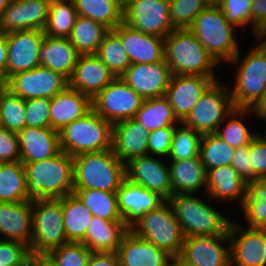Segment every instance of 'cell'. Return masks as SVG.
Returning a JSON list of instances; mask_svg holds the SVG:
<instances>
[{
	"mask_svg": "<svg viewBox=\"0 0 266 266\" xmlns=\"http://www.w3.org/2000/svg\"><path fill=\"white\" fill-rule=\"evenodd\" d=\"M257 40L259 44L250 49L242 59L239 49L228 63L232 67L237 66L233 77L234 86H229L234 108L253 109L265 94L266 37H258Z\"/></svg>",
	"mask_w": 266,
	"mask_h": 266,
	"instance_id": "6da1fadb",
	"label": "cell"
},
{
	"mask_svg": "<svg viewBox=\"0 0 266 266\" xmlns=\"http://www.w3.org/2000/svg\"><path fill=\"white\" fill-rule=\"evenodd\" d=\"M26 172L27 198H63L73 193V157L60 151L52 158L22 163Z\"/></svg>",
	"mask_w": 266,
	"mask_h": 266,
	"instance_id": "7a4b0ae2",
	"label": "cell"
},
{
	"mask_svg": "<svg viewBox=\"0 0 266 266\" xmlns=\"http://www.w3.org/2000/svg\"><path fill=\"white\" fill-rule=\"evenodd\" d=\"M209 202L197 196V193L175 194L168 202L179 222L184 237L212 236L228 233L232 219L214 208Z\"/></svg>",
	"mask_w": 266,
	"mask_h": 266,
	"instance_id": "3957f363",
	"label": "cell"
},
{
	"mask_svg": "<svg viewBox=\"0 0 266 266\" xmlns=\"http://www.w3.org/2000/svg\"><path fill=\"white\" fill-rule=\"evenodd\" d=\"M126 179V164L112 149L73 157V189H96L114 192Z\"/></svg>",
	"mask_w": 266,
	"mask_h": 266,
	"instance_id": "277c9868",
	"label": "cell"
},
{
	"mask_svg": "<svg viewBox=\"0 0 266 266\" xmlns=\"http://www.w3.org/2000/svg\"><path fill=\"white\" fill-rule=\"evenodd\" d=\"M164 60L172 75L217 77L218 64L190 29H174L165 37Z\"/></svg>",
	"mask_w": 266,
	"mask_h": 266,
	"instance_id": "5b68a950",
	"label": "cell"
},
{
	"mask_svg": "<svg viewBox=\"0 0 266 266\" xmlns=\"http://www.w3.org/2000/svg\"><path fill=\"white\" fill-rule=\"evenodd\" d=\"M189 29L219 66L222 62L228 64L239 52L236 28L226 20L218 5L204 8Z\"/></svg>",
	"mask_w": 266,
	"mask_h": 266,
	"instance_id": "8992f818",
	"label": "cell"
},
{
	"mask_svg": "<svg viewBox=\"0 0 266 266\" xmlns=\"http://www.w3.org/2000/svg\"><path fill=\"white\" fill-rule=\"evenodd\" d=\"M113 125L91 109L59 131L60 149L75 157L112 149Z\"/></svg>",
	"mask_w": 266,
	"mask_h": 266,
	"instance_id": "52a82bcc",
	"label": "cell"
},
{
	"mask_svg": "<svg viewBox=\"0 0 266 266\" xmlns=\"http://www.w3.org/2000/svg\"><path fill=\"white\" fill-rule=\"evenodd\" d=\"M30 254L46 256L68 243L63 223V198L32 200Z\"/></svg>",
	"mask_w": 266,
	"mask_h": 266,
	"instance_id": "ba28073f",
	"label": "cell"
},
{
	"mask_svg": "<svg viewBox=\"0 0 266 266\" xmlns=\"http://www.w3.org/2000/svg\"><path fill=\"white\" fill-rule=\"evenodd\" d=\"M129 229L168 255H180L185 237L168 200L144 213Z\"/></svg>",
	"mask_w": 266,
	"mask_h": 266,
	"instance_id": "9c48e42d",
	"label": "cell"
},
{
	"mask_svg": "<svg viewBox=\"0 0 266 266\" xmlns=\"http://www.w3.org/2000/svg\"><path fill=\"white\" fill-rule=\"evenodd\" d=\"M233 109L230 88L218 79L206 89L182 123L201 135L212 134Z\"/></svg>",
	"mask_w": 266,
	"mask_h": 266,
	"instance_id": "30bf717a",
	"label": "cell"
},
{
	"mask_svg": "<svg viewBox=\"0 0 266 266\" xmlns=\"http://www.w3.org/2000/svg\"><path fill=\"white\" fill-rule=\"evenodd\" d=\"M143 101L122 78L115 77L92 99V109L113 125L135 118Z\"/></svg>",
	"mask_w": 266,
	"mask_h": 266,
	"instance_id": "8fae6325",
	"label": "cell"
},
{
	"mask_svg": "<svg viewBox=\"0 0 266 266\" xmlns=\"http://www.w3.org/2000/svg\"><path fill=\"white\" fill-rule=\"evenodd\" d=\"M123 22L145 34L165 38L174 30L170 23V0H132L124 6Z\"/></svg>",
	"mask_w": 266,
	"mask_h": 266,
	"instance_id": "7c38bea8",
	"label": "cell"
},
{
	"mask_svg": "<svg viewBox=\"0 0 266 266\" xmlns=\"http://www.w3.org/2000/svg\"><path fill=\"white\" fill-rule=\"evenodd\" d=\"M4 85L22 99H51L69 86V80L62 74L44 66L11 76Z\"/></svg>",
	"mask_w": 266,
	"mask_h": 266,
	"instance_id": "4fadbf2b",
	"label": "cell"
},
{
	"mask_svg": "<svg viewBox=\"0 0 266 266\" xmlns=\"http://www.w3.org/2000/svg\"><path fill=\"white\" fill-rule=\"evenodd\" d=\"M228 233L231 266H266V229L231 220Z\"/></svg>",
	"mask_w": 266,
	"mask_h": 266,
	"instance_id": "5bb4252c",
	"label": "cell"
},
{
	"mask_svg": "<svg viewBox=\"0 0 266 266\" xmlns=\"http://www.w3.org/2000/svg\"><path fill=\"white\" fill-rule=\"evenodd\" d=\"M164 160L150 154L133 158L126 163V178L168 200L172 196V184L169 163Z\"/></svg>",
	"mask_w": 266,
	"mask_h": 266,
	"instance_id": "9a60e30c",
	"label": "cell"
},
{
	"mask_svg": "<svg viewBox=\"0 0 266 266\" xmlns=\"http://www.w3.org/2000/svg\"><path fill=\"white\" fill-rule=\"evenodd\" d=\"M180 256L194 266H231L229 233L185 237Z\"/></svg>",
	"mask_w": 266,
	"mask_h": 266,
	"instance_id": "2e32d148",
	"label": "cell"
},
{
	"mask_svg": "<svg viewBox=\"0 0 266 266\" xmlns=\"http://www.w3.org/2000/svg\"><path fill=\"white\" fill-rule=\"evenodd\" d=\"M171 77L165 60L152 64L131 63L120 76L143 99L165 96Z\"/></svg>",
	"mask_w": 266,
	"mask_h": 266,
	"instance_id": "e0dca14e",
	"label": "cell"
},
{
	"mask_svg": "<svg viewBox=\"0 0 266 266\" xmlns=\"http://www.w3.org/2000/svg\"><path fill=\"white\" fill-rule=\"evenodd\" d=\"M44 30L30 29L7 33V80L16 73L40 66L38 53Z\"/></svg>",
	"mask_w": 266,
	"mask_h": 266,
	"instance_id": "ac0fdd59",
	"label": "cell"
},
{
	"mask_svg": "<svg viewBox=\"0 0 266 266\" xmlns=\"http://www.w3.org/2000/svg\"><path fill=\"white\" fill-rule=\"evenodd\" d=\"M218 79L219 77L172 75L165 97L180 122L188 116L206 89Z\"/></svg>",
	"mask_w": 266,
	"mask_h": 266,
	"instance_id": "d6986e66",
	"label": "cell"
},
{
	"mask_svg": "<svg viewBox=\"0 0 266 266\" xmlns=\"http://www.w3.org/2000/svg\"><path fill=\"white\" fill-rule=\"evenodd\" d=\"M49 2L11 0L0 19V32L44 30L48 20Z\"/></svg>",
	"mask_w": 266,
	"mask_h": 266,
	"instance_id": "ffe728a7",
	"label": "cell"
},
{
	"mask_svg": "<svg viewBox=\"0 0 266 266\" xmlns=\"http://www.w3.org/2000/svg\"><path fill=\"white\" fill-rule=\"evenodd\" d=\"M114 31L119 35L131 63L152 64L164 60L165 38L145 34L124 22Z\"/></svg>",
	"mask_w": 266,
	"mask_h": 266,
	"instance_id": "44dd1931",
	"label": "cell"
},
{
	"mask_svg": "<svg viewBox=\"0 0 266 266\" xmlns=\"http://www.w3.org/2000/svg\"><path fill=\"white\" fill-rule=\"evenodd\" d=\"M149 131L135 118L113 124L112 150L124 164L131 159L148 154Z\"/></svg>",
	"mask_w": 266,
	"mask_h": 266,
	"instance_id": "7402d4cb",
	"label": "cell"
},
{
	"mask_svg": "<svg viewBox=\"0 0 266 266\" xmlns=\"http://www.w3.org/2000/svg\"><path fill=\"white\" fill-rule=\"evenodd\" d=\"M118 210L124 223L130 228L144 213L156 209L165 200L143 186L127 178L116 192Z\"/></svg>",
	"mask_w": 266,
	"mask_h": 266,
	"instance_id": "603a6c76",
	"label": "cell"
},
{
	"mask_svg": "<svg viewBox=\"0 0 266 266\" xmlns=\"http://www.w3.org/2000/svg\"><path fill=\"white\" fill-rule=\"evenodd\" d=\"M114 78L96 54H82L69 79V87L93 99Z\"/></svg>",
	"mask_w": 266,
	"mask_h": 266,
	"instance_id": "cb8c5ba5",
	"label": "cell"
},
{
	"mask_svg": "<svg viewBox=\"0 0 266 266\" xmlns=\"http://www.w3.org/2000/svg\"><path fill=\"white\" fill-rule=\"evenodd\" d=\"M17 136L21 163L46 160L61 151L59 132L52 128L26 126Z\"/></svg>",
	"mask_w": 266,
	"mask_h": 266,
	"instance_id": "d4e9b609",
	"label": "cell"
},
{
	"mask_svg": "<svg viewBox=\"0 0 266 266\" xmlns=\"http://www.w3.org/2000/svg\"><path fill=\"white\" fill-rule=\"evenodd\" d=\"M32 200L0 202V239L19 241L30 248Z\"/></svg>",
	"mask_w": 266,
	"mask_h": 266,
	"instance_id": "484cf974",
	"label": "cell"
},
{
	"mask_svg": "<svg viewBox=\"0 0 266 266\" xmlns=\"http://www.w3.org/2000/svg\"><path fill=\"white\" fill-rule=\"evenodd\" d=\"M119 266H168L170 255L129 230L117 250Z\"/></svg>",
	"mask_w": 266,
	"mask_h": 266,
	"instance_id": "4316f807",
	"label": "cell"
},
{
	"mask_svg": "<svg viewBox=\"0 0 266 266\" xmlns=\"http://www.w3.org/2000/svg\"><path fill=\"white\" fill-rule=\"evenodd\" d=\"M248 193L246 183L231 165L221 166L207 171L206 194L212 200L228 203L236 201L243 206Z\"/></svg>",
	"mask_w": 266,
	"mask_h": 266,
	"instance_id": "83f0119b",
	"label": "cell"
},
{
	"mask_svg": "<svg viewBox=\"0 0 266 266\" xmlns=\"http://www.w3.org/2000/svg\"><path fill=\"white\" fill-rule=\"evenodd\" d=\"M91 109L92 99L68 86L50 99V128L59 132Z\"/></svg>",
	"mask_w": 266,
	"mask_h": 266,
	"instance_id": "f1b7e54d",
	"label": "cell"
},
{
	"mask_svg": "<svg viewBox=\"0 0 266 266\" xmlns=\"http://www.w3.org/2000/svg\"><path fill=\"white\" fill-rule=\"evenodd\" d=\"M79 55L69 38L44 35L43 42L39 47L38 58L41 66L50 68L69 80Z\"/></svg>",
	"mask_w": 266,
	"mask_h": 266,
	"instance_id": "f546056e",
	"label": "cell"
},
{
	"mask_svg": "<svg viewBox=\"0 0 266 266\" xmlns=\"http://www.w3.org/2000/svg\"><path fill=\"white\" fill-rule=\"evenodd\" d=\"M129 230L123 220H106L93 216L82 243L92 252L116 253L123 236Z\"/></svg>",
	"mask_w": 266,
	"mask_h": 266,
	"instance_id": "4dcf8cb0",
	"label": "cell"
},
{
	"mask_svg": "<svg viewBox=\"0 0 266 266\" xmlns=\"http://www.w3.org/2000/svg\"><path fill=\"white\" fill-rule=\"evenodd\" d=\"M170 168L172 195L206 193L207 172L200 156L195 158L168 161ZM201 189V190H200Z\"/></svg>",
	"mask_w": 266,
	"mask_h": 266,
	"instance_id": "1f68e13d",
	"label": "cell"
},
{
	"mask_svg": "<svg viewBox=\"0 0 266 266\" xmlns=\"http://www.w3.org/2000/svg\"><path fill=\"white\" fill-rule=\"evenodd\" d=\"M93 215L91 211L71 193L63 197V223L68 242H82Z\"/></svg>",
	"mask_w": 266,
	"mask_h": 266,
	"instance_id": "d6a6232c",
	"label": "cell"
},
{
	"mask_svg": "<svg viewBox=\"0 0 266 266\" xmlns=\"http://www.w3.org/2000/svg\"><path fill=\"white\" fill-rule=\"evenodd\" d=\"M79 16L101 23L114 30L123 23L124 7L120 0H73Z\"/></svg>",
	"mask_w": 266,
	"mask_h": 266,
	"instance_id": "836d02e7",
	"label": "cell"
},
{
	"mask_svg": "<svg viewBox=\"0 0 266 266\" xmlns=\"http://www.w3.org/2000/svg\"><path fill=\"white\" fill-rule=\"evenodd\" d=\"M135 119L149 132L159 128L175 127L180 123L165 96L144 99L142 106L137 111Z\"/></svg>",
	"mask_w": 266,
	"mask_h": 266,
	"instance_id": "e575fe53",
	"label": "cell"
},
{
	"mask_svg": "<svg viewBox=\"0 0 266 266\" xmlns=\"http://www.w3.org/2000/svg\"><path fill=\"white\" fill-rule=\"evenodd\" d=\"M23 201H29L24 165L21 161L0 163V202Z\"/></svg>",
	"mask_w": 266,
	"mask_h": 266,
	"instance_id": "d590c367",
	"label": "cell"
},
{
	"mask_svg": "<svg viewBox=\"0 0 266 266\" xmlns=\"http://www.w3.org/2000/svg\"><path fill=\"white\" fill-rule=\"evenodd\" d=\"M108 31L101 23L78 15L69 40L80 55L96 54Z\"/></svg>",
	"mask_w": 266,
	"mask_h": 266,
	"instance_id": "8d00e7d4",
	"label": "cell"
},
{
	"mask_svg": "<svg viewBox=\"0 0 266 266\" xmlns=\"http://www.w3.org/2000/svg\"><path fill=\"white\" fill-rule=\"evenodd\" d=\"M247 114H254L253 110L234 108L218 126L215 134L233 148L249 145L259 133H252L241 120Z\"/></svg>",
	"mask_w": 266,
	"mask_h": 266,
	"instance_id": "74e56055",
	"label": "cell"
},
{
	"mask_svg": "<svg viewBox=\"0 0 266 266\" xmlns=\"http://www.w3.org/2000/svg\"><path fill=\"white\" fill-rule=\"evenodd\" d=\"M77 16L73 0H52L49 3L44 34L51 37L69 38Z\"/></svg>",
	"mask_w": 266,
	"mask_h": 266,
	"instance_id": "f35d334b",
	"label": "cell"
},
{
	"mask_svg": "<svg viewBox=\"0 0 266 266\" xmlns=\"http://www.w3.org/2000/svg\"><path fill=\"white\" fill-rule=\"evenodd\" d=\"M240 209L246 226L266 229V179L248 184V193Z\"/></svg>",
	"mask_w": 266,
	"mask_h": 266,
	"instance_id": "ab89813d",
	"label": "cell"
},
{
	"mask_svg": "<svg viewBox=\"0 0 266 266\" xmlns=\"http://www.w3.org/2000/svg\"><path fill=\"white\" fill-rule=\"evenodd\" d=\"M73 193L93 216L106 220H123L118 210L116 193L96 189H73Z\"/></svg>",
	"mask_w": 266,
	"mask_h": 266,
	"instance_id": "60d3db41",
	"label": "cell"
},
{
	"mask_svg": "<svg viewBox=\"0 0 266 266\" xmlns=\"http://www.w3.org/2000/svg\"><path fill=\"white\" fill-rule=\"evenodd\" d=\"M25 100L0 84V126L18 133L26 127Z\"/></svg>",
	"mask_w": 266,
	"mask_h": 266,
	"instance_id": "b9f144b4",
	"label": "cell"
},
{
	"mask_svg": "<svg viewBox=\"0 0 266 266\" xmlns=\"http://www.w3.org/2000/svg\"><path fill=\"white\" fill-rule=\"evenodd\" d=\"M96 55L115 77H120L131 65L120 37L114 30L106 33Z\"/></svg>",
	"mask_w": 266,
	"mask_h": 266,
	"instance_id": "7bdbcfd3",
	"label": "cell"
},
{
	"mask_svg": "<svg viewBox=\"0 0 266 266\" xmlns=\"http://www.w3.org/2000/svg\"><path fill=\"white\" fill-rule=\"evenodd\" d=\"M235 148L230 147L215 133L202 135L199 156L206 172L221 166L231 165Z\"/></svg>",
	"mask_w": 266,
	"mask_h": 266,
	"instance_id": "ee69618b",
	"label": "cell"
},
{
	"mask_svg": "<svg viewBox=\"0 0 266 266\" xmlns=\"http://www.w3.org/2000/svg\"><path fill=\"white\" fill-rule=\"evenodd\" d=\"M201 138V134L180 122L173 131L171 150L167 160L176 161L197 157Z\"/></svg>",
	"mask_w": 266,
	"mask_h": 266,
	"instance_id": "f6af8a7d",
	"label": "cell"
},
{
	"mask_svg": "<svg viewBox=\"0 0 266 266\" xmlns=\"http://www.w3.org/2000/svg\"><path fill=\"white\" fill-rule=\"evenodd\" d=\"M91 253L82 242H68L50 251L46 257L54 266H87Z\"/></svg>",
	"mask_w": 266,
	"mask_h": 266,
	"instance_id": "bcb514c9",
	"label": "cell"
},
{
	"mask_svg": "<svg viewBox=\"0 0 266 266\" xmlns=\"http://www.w3.org/2000/svg\"><path fill=\"white\" fill-rule=\"evenodd\" d=\"M208 5L204 0H170V23L174 29H189Z\"/></svg>",
	"mask_w": 266,
	"mask_h": 266,
	"instance_id": "7dc6e473",
	"label": "cell"
},
{
	"mask_svg": "<svg viewBox=\"0 0 266 266\" xmlns=\"http://www.w3.org/2000/svg\"><path fill=\"white\" fill-rule=\"evenodd\" d=\"M226 20L235 28L242 29L250 25L252 31V0H221L218 5Z\"/></svg>",
	"mask_w": 266,
	"mask_h": 266,
	"instance_id": "c3c4849f",
	"label": "cell"
},
{
	"mask_svg": "<svg viewBox=\"0 0 266 266\" xmlns=\"http://www.w3.org/2000/svg\"><path fill=\"white\" fill-rule=\"evenodd\" d=\"M30 259L27 245L19 241L0 239V266H24Z\"/></svg>",
	"mask_w": 266,
	"mask_h": 266,
	"instance_id": "681fc988",
	"label": "cell"
},
{
	"mask_svg": "<svg viewBox=\"0 0 266 266\" xmlns=\"http://www.w3.org/2000/svg\"><path fill=\"white\" fill-rule=\"evenodd\" d=\"M26 126L50 128V99L25 100Z\"/></svg>",
	"mask_w": 266,
	"mask_h": 266,
	"instance_id": "f907efd6",
	"label": "cell"
},
{
	"mask_svg": "<svg viewBox=\"0 0 266 266\" xmlns=\"http://www.w3.org/2000/svg\"><path fill=\"white\" fill-rule=\"evenodd\" d=\"M248 152L250 165L253 167V181L266 179V131L250 142Z\"/></svg>",
	"mask_w": 266,
	"mask_h": 266,
	"instance_id": "816d5d0a",
	"label": "cell"
},
{
	"mask_svg": "<svg viewBox=\"0 0 266 266\" xmlns=\"http://www.w3.org/2000/svg\"><path fill=\"white\" fill-rule=\"evenodd\" d=\"M174 129L175 127H165L151 131L148 136V154L167 159Z\"/></svg>",
	"mask_w": 266,
	"mask_h": 266,
	"instance_id": "f5cc1de1",
	"label": "cell"
},
{
	"mask_svg": "<svg viewBox=\"0 0 266 266\" xmlns=\"http://www.w3.org/2000/svg\"><path fill=\"white\" fill-rule=\"evenodd\" d=\"M20 161L17 133L0 126V163Z\"/></svg>",
	"mask_w": 266,
	"mask_h": 266,
	"instance_id": "db71d44e",
	"label": "cell"
},
{
	"mask_svg": "<svg viewBox=\"0 0 266 266\" xmlns=\"http://www.w3.org/2000/svg\"><path fill=\"white\" fill-rule=\"evenodd\" d=\"M231 166L246 183L253 181V167L250 165L248 145L235 148Z\"/></svg>",
	"mask_w": 266,
	"mask_h": 266,
	"instance_id": "11a10c76",
	"label": "cell"
},
{
	"mask_svg": "<svg viewBox=\"0 0 266 266\" xmlns=\"http://www.w3.org/2000/svg\"><path fill=\"white\" fill-rule=\"evenodd\" d=\"M252 32L256 37H266V0H252Z\"/></svg>",
	"mask_w": 266,
	"mask_h": 266,
	"instance_id": "9f6ffc18",
	"label": "cell"
},
{
	"mask_svg": "<svg viewBox=\"0 0 266 266\" xmlns=\"http://www.w3.org/2000/svg\"><path fill=\"white\" fill-rule=\"evenodd\" d=\"M87 266H119L117 253L92 252Z\"/></svg>",
	"mask_w": 266,
	"mask_h": 266,
	"instance_id": "6f0895ef",
	"label": "cell"
},
{
	"mask_svg": "<svg viewBox=\"0 0 266 266\" xmlns=\"http://www.w3.org/2000/svg\"><path fill=\"white\" fill-rule=\"evenodd\" d=\"M7 34L0 32V84L7 81Z\"/></svg>",
	"mask_w": 266,
	"mask_h": 266,
	"instance_id": "680465c9",
	"label": "cell"
},
{
	"mask_svg": "<svg viewBox=\"0 0 266 266\" xmlns=\"http://www.w3.org/2000/svg\"><path fill=\"white\" fill-rule=\"evenodd\" d=\"M253 115L257 118H260V120H266V91L263 95L262 99L256 104V106L252 109ZM266 131V128L263 129Z\"/></svg>",
	"mask_w": 266,
	"mask_h": 266,
	"instance_id": "91938a15",
	"label": "cell"
},
{
	"mask_svg": "<svg viewBox=\"0 0 266 266\" xmlns=\"http://www.w3.org/2000/svg\"><path fill=\"white\" fill-rule=\"evenodd\" d=\"M168 266H194L180 255L171 256L169 259Z\"/></svg>",
	"mask_w": 266,
	"mask_h": 266,
	"instance_id": "94428289",
	"label": "cell"
},
{
	"mask_svg": "<svg viewBox=\"0 0 266 266\" xmlns=\"http://www.w3.org/2000/svg\"><path fill=\"white\" fill-rule=\"evenodd\" d=\"M36 266H54L46 256H36Z\"/></svg>",
	"mask_w": 266,
	"mask_h": 266,
	"instance_id": "6125c7cd",
	"label": "cell"
},
{
	"mask_svg": "<svg viewBox=\"0 0 266 266\" xmlns=\"http://www.w3.org/2000/svg\"><path fill=\"white\" fill-rule=\"evenodd\" d=\"M11 0H0V19L3 15L5 8L8 6Z\"/></svg>",
	"mask_w": 266,
	"mask_h": 266,
	"instance_id": "be15d7a7",
	"label": "cell"
},
{
	"mask_svg": "<svg viewBox=\"0 0 266 266\" xmlns=\"http://www.w3.org/2000/svg\"><path fill=\"white\" fill-rule=\"evenodd\" d=\"M24 266H36V256L31 257L30 261H28Z\"/></svg>",
	"mask_w": 266,
	"mask_h": 266,
	"instance_id": "e7e4bbea",
	"label": "cell"
},
{
	"mask_svg": "<svg viewBox=\"0 0 266 266\" xmlns=\"http://www.w3.org/2000/svg\"><path fill=\"white\" fill-rule=\"evenodd\" d=\"M207 5H219L221 0H204Z\"/></svg>",
	"mask_w": 266,
	"mask_h": 266,
	"instance_id": "03108f58",
	"label": "cell"
},
{
	"mask_svg": "<svg viewBox=\"0 0 266 266\" xmlns=\"http://www.w3.org/2000/svg\"><path fill=\"white\" fill-rule=\"evenodd\" d=\"M122 6L124 7L128 2L132 1V0H120Z\"/></svg>",
	"mask_w": 266,
	"mask_h": 266,
	"instance_id": "003e7915",
	"label": "cell"
},
{
	"mask_svg": "<svg viewBox=\"0 0 266 266\" xmlns=\"http://www.w3.org/2000/svg\"><path fill=\"white\" fill-rule=\"evenodd\" d=\"M23 1H29V0H23ZM33 1H36V0H33ZM40 1H45V2H51L52 0H40Z\"/></svg>",
	"mask_w": 266,
	"mask_h": 266,
	"instance_id": "a7ac6f4b",
	"label": "cell"
}]
</instances>
